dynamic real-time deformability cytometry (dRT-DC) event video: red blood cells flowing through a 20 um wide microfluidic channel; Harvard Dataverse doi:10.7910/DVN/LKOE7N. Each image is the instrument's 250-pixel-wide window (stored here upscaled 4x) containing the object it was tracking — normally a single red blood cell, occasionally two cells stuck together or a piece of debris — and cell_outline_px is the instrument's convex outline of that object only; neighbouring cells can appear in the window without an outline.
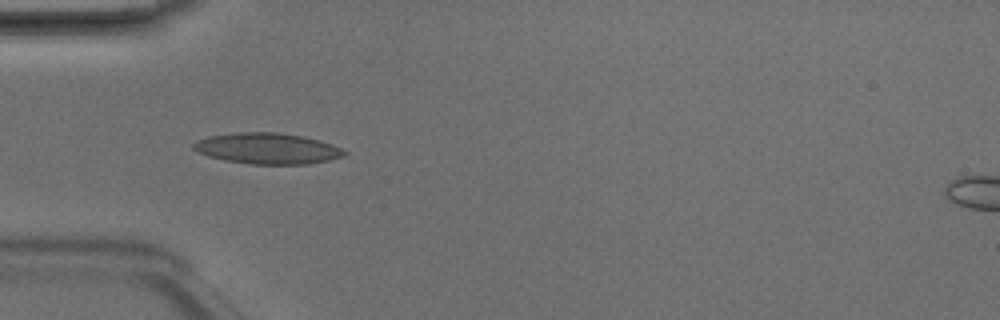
{"species": "Egyptian fruit bat (a non-hibernating species)", "species_latin": "Rousettus aegyptiacus", "temperature_condition": "room temperature", "stored_images_in_passage": 5, "camera_frame_rate_fps": 3000, "um_per_image_px": 0.085, "animal": {"sex": "male"}, "frame": {"image": 1, "passage_image": 5, "time_ms": 1.333, "image_size_px": [1000, 320], "cell_outline_px": [[348, 152], [344, 156], [328, 160], [308, 164], [252, 164], [224, 160], [208, 156], [196, 152], [192, 148], [192, 144], [196, 140], [208, 136], [236, 132], [276, 132], [300, 136], [332, 144]], "centroid_in_image_um": [22.67, 12.62], "position_along_channel_um": 62.3, "area_um2": 27.17}}